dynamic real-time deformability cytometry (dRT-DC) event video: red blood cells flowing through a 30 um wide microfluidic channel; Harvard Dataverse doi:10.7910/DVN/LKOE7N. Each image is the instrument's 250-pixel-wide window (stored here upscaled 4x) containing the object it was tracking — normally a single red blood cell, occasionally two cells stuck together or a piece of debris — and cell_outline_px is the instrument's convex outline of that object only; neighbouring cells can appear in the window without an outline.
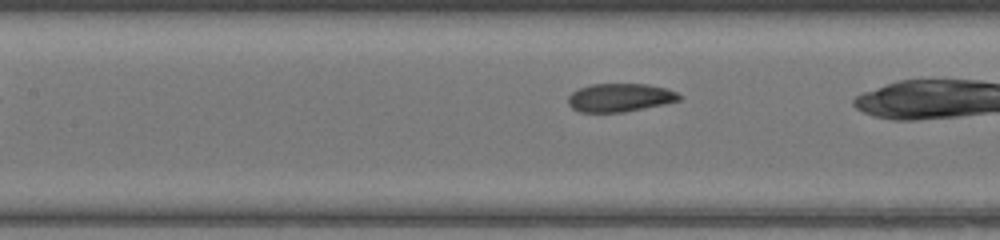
{"species": "common noctule bat (a hibernating species)", "species_latin": "Nyctalus noctula", "temperature_condition": "warm", "stored_images_in_passage": 25, "camera_frame_rate_fps": 3000, "um_per_image_px": 0.085, "animal": {"sex": "female", "body_mass_g": 17.0, "forearm_length_mm": 48.0}, "frame": {"image": 1, "passage_image": 8, "time_ms": 2.333, "image_size_px": [1000, 240], "cell_outline_px": [[680, 100], [624, 112], [580, 112], [572, 108], [568, 104], [568, 96], [572, 92], [580, 88], [592, 84], [648, 84], [664, 88], [676, 92], [680, 96]], "centroid_in_image_um": [52.64, 8.29], "position_along_channel_um": 154.8, "area_um2": 18.09}}